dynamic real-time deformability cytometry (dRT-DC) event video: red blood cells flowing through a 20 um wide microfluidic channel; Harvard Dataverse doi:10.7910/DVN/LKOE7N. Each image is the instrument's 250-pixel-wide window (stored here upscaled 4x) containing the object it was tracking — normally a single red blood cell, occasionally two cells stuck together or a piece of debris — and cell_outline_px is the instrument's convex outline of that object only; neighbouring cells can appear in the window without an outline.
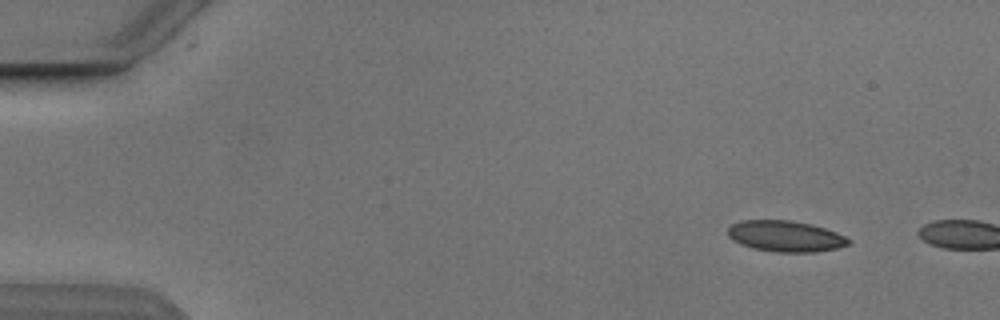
{"species": "Egyptian fruit bat (a non-hibernating species)", "species_latin": "Rousettus aegyptiacus", "temperature_condition": "cold", "stored_images_in_passage": 2, "camera_frame_rate_fps": 3000, "um_per_image_px": 0.085, "animal": {"sex": "male"}, "frame": {"image": 1, "passage_image": 1, "time_ms": 0.0, "image_size_px": [1000, 320], "cell_outline_px": [[852, 240], [848, 244], [836, 248], [816, 252], [776, 252], [752, 248], [740, 244], [732, 240], [728, 236], [728, 228], [732, 224], [740, 220], [792, 220], [812, 224], [836, 232]], "centroid_in_image_um": [66.74, 20.07], "position_along_channel_um": 18.3, "area_um2": 21.91}}